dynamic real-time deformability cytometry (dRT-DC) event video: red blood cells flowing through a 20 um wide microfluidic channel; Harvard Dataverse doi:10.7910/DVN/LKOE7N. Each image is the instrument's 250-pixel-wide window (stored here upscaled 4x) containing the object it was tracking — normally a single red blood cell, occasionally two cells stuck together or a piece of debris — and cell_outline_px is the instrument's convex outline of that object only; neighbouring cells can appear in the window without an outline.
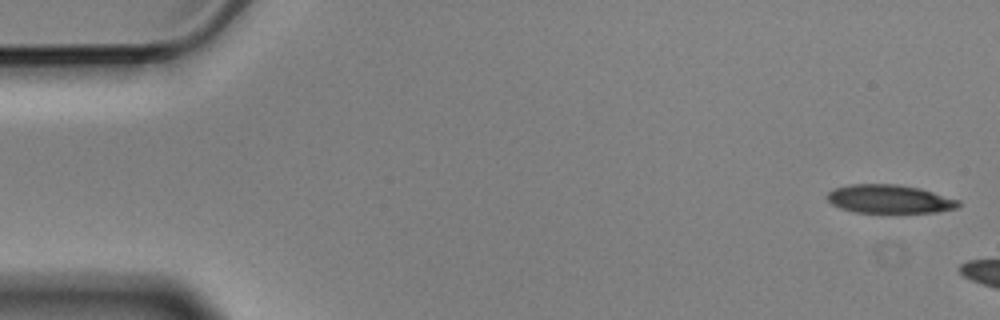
{"species": "Egyptian fruit bat (a non-hibernating species)", "species_latin": "Rousettus aegyptiacus", "temperature_condition": "cold", "stored_images_in_passage": 3, "camera_frame_rate_fps": 3000, "um_per_image_px": 0.085, "animal": {"sex": "male"}, "frame": {"image": 1, "passage_image": 1, "time_ms": 0.0, "image_size_px": [1000, 320], "cell_outline_px": [[960, 204], [956, 208], [940, 212], [896, 216], [888, 216], [856, 212], [840, 208], [832, 204], [828, 200], [828, 192], [836, 188], [848, 184], [896, 184], [920, 188], [960, 200]], "centroid_in_image_um": [75.65, 16.98], "position_along_channel_um": 9.3, "area_um2": 23.0}}